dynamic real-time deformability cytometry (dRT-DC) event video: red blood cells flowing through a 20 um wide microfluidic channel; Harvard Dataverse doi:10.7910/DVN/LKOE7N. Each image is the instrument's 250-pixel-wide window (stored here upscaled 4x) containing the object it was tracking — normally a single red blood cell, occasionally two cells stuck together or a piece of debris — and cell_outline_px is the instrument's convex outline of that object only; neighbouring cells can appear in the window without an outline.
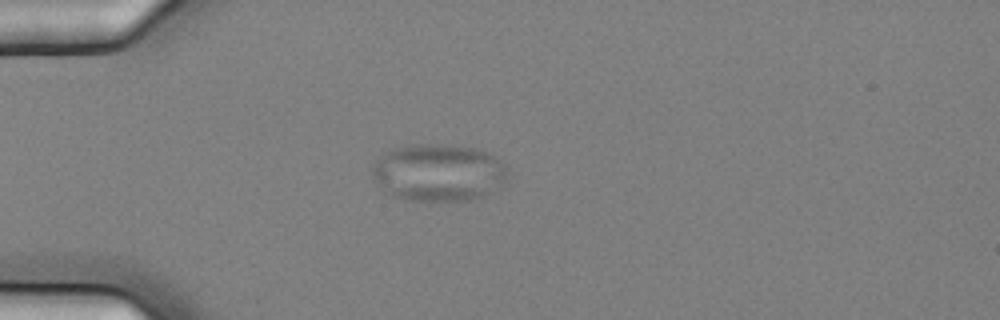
{"species": "common noctule bat (a hibernating species)", "species_latin": "Nyctalus noctula", "temperature_condition": "cold", "stored_images_in_passage": 42, "camera_frame_rate_fps": 3000, "um_per_image_px": 0.085, "animal": {"sex": "female", "body_mass_g": 25.1}, "frame": {"image": 1, "passage_image": 1, "time_ms": 0.0, "image_size_px": [1000, 320], "cell_outline_px": [[508, 184], [472, 200], [412, 200], [392, 196], [384, 192], [372, 172], [372, 168], [376, 160], [384, 152], [408, 144], [448, 144], [476, 148], [488, 152], [496, 156], [504, 164]], "centroid_in_image_um": [37.3, 14.65], "position_along_channel_um": 47.7, "area_um2": 45.49}}
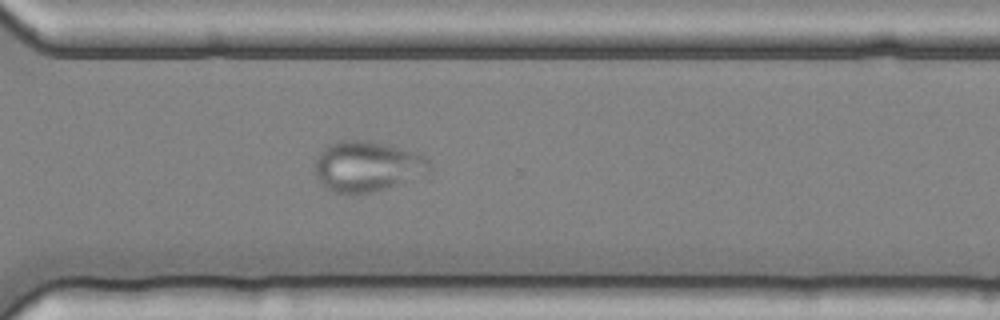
{"frame": {"image": 2, "passage_image": 27, "time_ms": 8.667, "image_size_px": [1000, 320], "cell_outline_px": [[432, 168], [428, 172], [384, 188], [372, 192], [336, 192], [320, 184], [316, 176], [316, 156], [328, 144], [340, 140], [360, 140], [380, 144], [416, 152], [424, 156], [432, 164]], "centroid_in_image_um": [31.17, 14.12], "position_along_channel_um": 339.4, "area_um2": 32.77}}
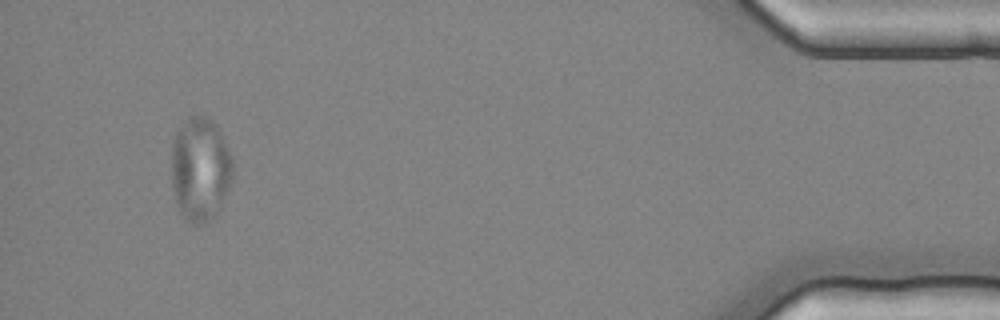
{"frame": {"image": 3, "passage_image": 39, "time_ms": 12.667, "image_size_px": [1000, 320], "cell_outline_px": [[232, 180], [216, 212], [204, 224], [192, 224], [184, 220], [176, 204], [172, 188], [172, 140], [176, 132], [192, 116], [208, 116], [220, 128], [232, 156]], "centroid_in_image_um": [17.01, 14.37], "position_along_channel_um": 418.2, "area_um2": 37.17}}